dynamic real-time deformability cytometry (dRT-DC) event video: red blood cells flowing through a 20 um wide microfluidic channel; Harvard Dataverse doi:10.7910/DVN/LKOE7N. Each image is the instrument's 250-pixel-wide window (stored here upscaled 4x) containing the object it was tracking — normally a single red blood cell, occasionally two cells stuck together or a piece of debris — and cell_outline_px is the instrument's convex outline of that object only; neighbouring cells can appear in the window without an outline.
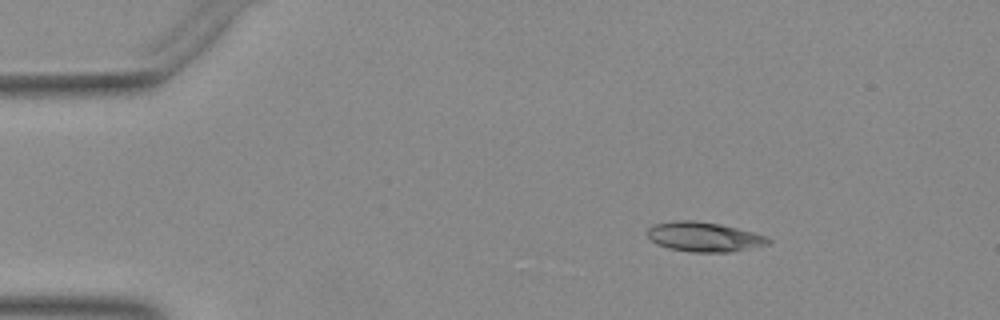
{"species": "Egyptian fruit bat (a non-hibernating species)", "species_latin": "Rousettus aegyptiacus", "temperature_condition": "warm", "stored_images_in_passage": 33, "camera_frame_rate_fps": 3000, "um_per_image_px": 0.085, "animal": {"sex": "female"}, "frame": {"image": 1, "passage_image": 1, "time_ms": 0.0, "image_size_px": [1000, 320], "cell_outline_px": [[772, 240], [768, 244], [728, 252], [692, 252], [668, 248], [656, 244], [648, 236], [648, 228], [656, 224], [676, 220], [696, 220], [720, 224], [768, 236]], "centroid_in_image_um": [59.84, 20.13], "position_along_channel_um": 25.2, "area_um2": 20.69}}
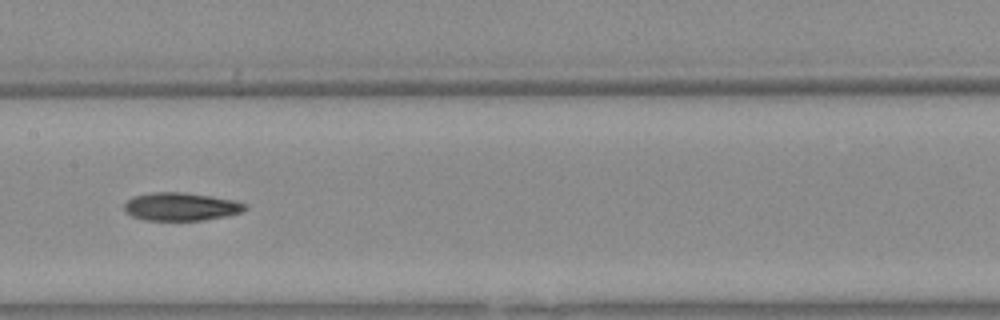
{"frame": {"image": 2, "passage_image": 19, "time_ms": 6.0, "image_size_px": [1000, 320], "cell_outline_px": [[244, 208], [240, 212], [224, 216], [200, 220], [144, 220], [132, 216], [124, 208], [124, 204], [128, 200], [136, 196], [156, 192], [180, 192], [208, 196], [232, 200], [244, 204]], "centroid_in_image_um": [15.32, 17.57], "position_along_channel_um": 192.1, "area_um2": 19.07}}
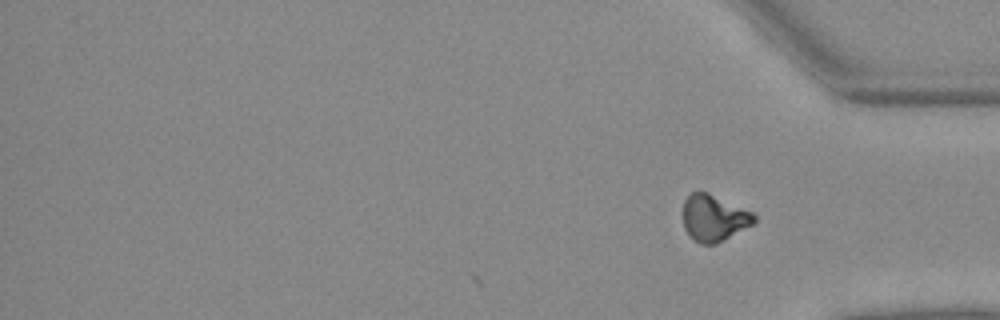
{"frame": {"image": 3, "passage_image": 33, "time_ms": 10.667, "image_size_px": [1000, 320], "cell_outline_px": [[756, 224], [716, 244], [700, 244], [692, 240], [688, 236], [684, 228], [684, 200], [692, 192], [708, 192], [752, 212], [756, 216]], "centroid_in_image_um": [60.7, 18.56], "position_along_channel_um": 374.5, "area_um2": 19.48}}